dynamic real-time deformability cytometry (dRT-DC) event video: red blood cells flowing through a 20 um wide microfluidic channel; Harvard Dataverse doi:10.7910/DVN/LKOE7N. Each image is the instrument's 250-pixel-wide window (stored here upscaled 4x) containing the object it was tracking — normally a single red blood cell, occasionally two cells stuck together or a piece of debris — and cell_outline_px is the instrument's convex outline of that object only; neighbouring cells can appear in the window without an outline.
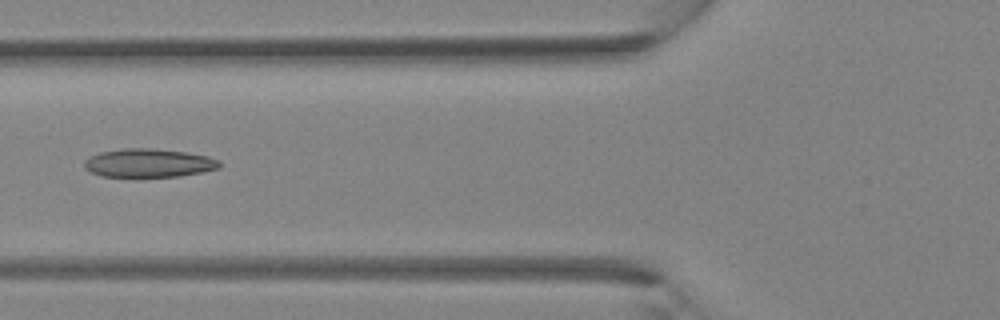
{"species": "Egyptian fruit bat (a non-hibernating species)", "species_latin": "Rousettus aegyptiacus", "temperature_condition": "room temperature", "stored_images_in_passage": 5, "camera_frame_rate_fps": 3000, "um_per_image_px": 0.085, "animal": {"sex": "female"}, "frame": {"image": 1, "passage_image": 5, "time_ms": 4.667, "image_size_px": [1000, 320], "cell_outline_px": [[220, 168], [180, 176], [100, 176], [84, 168], [84, 160], [88, 156], [100, 152], [124, 148], [152, 148], [184, 152], [208, 156], [220, 160]], "centroid_in_image_um": [12.61, 13.84], "position_along_channel_um": 113.2, "area_um2": 22.37}}